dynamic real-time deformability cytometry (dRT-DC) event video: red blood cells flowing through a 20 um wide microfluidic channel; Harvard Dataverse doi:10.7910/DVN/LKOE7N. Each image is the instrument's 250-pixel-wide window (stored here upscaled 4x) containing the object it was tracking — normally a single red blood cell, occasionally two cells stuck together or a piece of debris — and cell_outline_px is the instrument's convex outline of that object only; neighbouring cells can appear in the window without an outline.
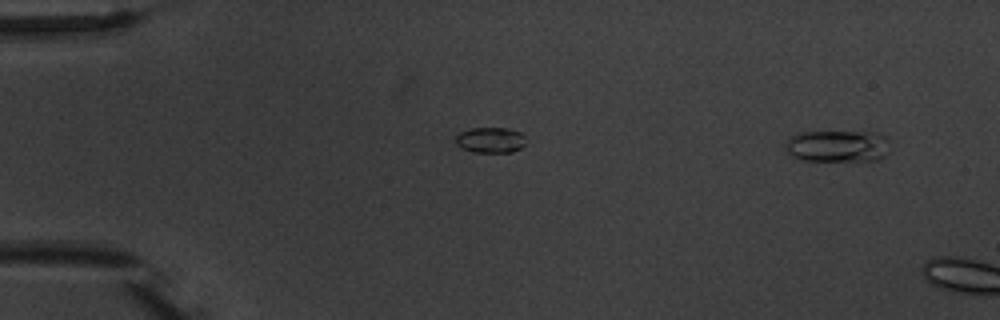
{"species": "common noctule bat (a hibernating species)", "species_latin": "Nyctalus noctula", "temperature_condition": "warm", "stored_images_in_passage": 2, "camera_frame_rate_fps": 3000, "um_per_image_px": 0.085, "animal": {"sex": "male", "body_mass_g": 20.1, "forearm_length_mm": 53.5}, "frame": {"image": 1, "passage_image": 1, "time_ms": 0.0, "image_size_px": [1000, 320], "cell_outline_px": [[884, 156], [876, 160], [804, 160], [792, 156], [784, 148], [784, 144], [792, 136], [800, 132], [876, 132], [884, 136]], "centroid_in_image_um": [71.09, 12.41], "position_along_channel_um": 13.9, "area_um2": 18.79}}